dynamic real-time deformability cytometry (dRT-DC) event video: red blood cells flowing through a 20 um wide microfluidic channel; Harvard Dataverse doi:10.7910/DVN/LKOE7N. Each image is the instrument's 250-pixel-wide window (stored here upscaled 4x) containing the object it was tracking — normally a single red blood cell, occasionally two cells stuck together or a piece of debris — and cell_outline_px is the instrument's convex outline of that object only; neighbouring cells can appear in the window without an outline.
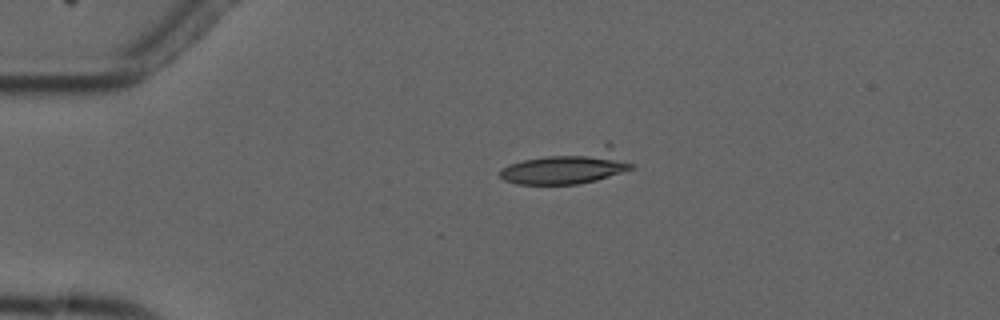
{"species": "common noctule bat (a hibernating species)", "species_latin": "Nyctalus noctula", "temperature_condition": "cold", "stored_images_in_passage": 4, "camera_frame_rate_fps": 3000, "um_per_image_px": 0.085, "animal": {"sex": "male", "forearm_length_mm": 52.5}, "frame": {"image": 1, "passage_image": 3, "time_ms": 2.333, "image_size_px": [1000, 320], "cell_outline_px": [[636, 164], [632, 168], [596, 180], [576, 184], [516, 184], [504, 180], [500, 176], [500, 168], [508, 164], [524, 160], [608, 140]], "centroid_in_image_um": [48.39, 14.11], "position_along_channel_um": 36.6, "area_um2": 26.93}}